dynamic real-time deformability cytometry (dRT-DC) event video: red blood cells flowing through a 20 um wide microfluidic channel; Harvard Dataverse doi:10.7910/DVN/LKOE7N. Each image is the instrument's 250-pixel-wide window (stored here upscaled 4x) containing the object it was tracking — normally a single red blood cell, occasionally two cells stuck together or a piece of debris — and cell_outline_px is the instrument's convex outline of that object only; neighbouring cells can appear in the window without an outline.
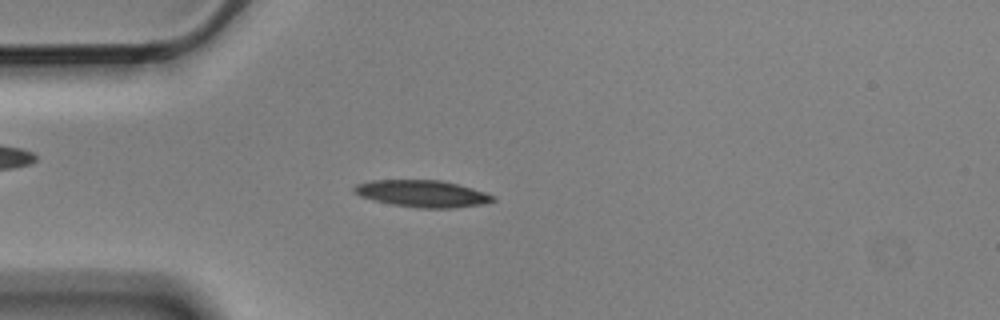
{"species": "Egyptian fruit bat (a non-hibernating species)", "species_latin": "Rousettus aegyptiacus", "temperature_condition": "cold", "stored_images_in_passage": 5, "camera_frame_rate_fps": 3000, "um_per_image_px": 0.085, "animal": {"sex": "male"}, "frame": {"image": 1, "passage_image": 4, "time_ms": 1.0, "image_size_px": [1000, 320], "cell_outline_px": [[496, 200], [484, 204], [452, 208], [420, 208], [392, 204], [372, 200], [360, 196], [352, 192], [352, 188], [356, 184], [372, 180], [440, 180], [472, 188], [496, 196]], "centroid_in_image_um": [35.88, 16.46], "position_along_channel_um": 49.1, "area_um2": 21.79}}